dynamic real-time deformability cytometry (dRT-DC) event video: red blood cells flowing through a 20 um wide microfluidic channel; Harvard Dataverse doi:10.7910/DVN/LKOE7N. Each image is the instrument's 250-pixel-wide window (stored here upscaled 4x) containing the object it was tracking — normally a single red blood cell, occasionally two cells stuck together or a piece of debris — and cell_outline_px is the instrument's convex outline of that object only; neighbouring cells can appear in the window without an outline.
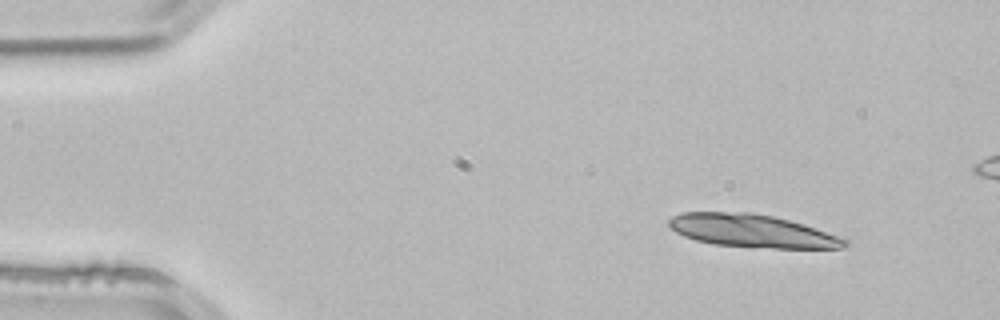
{"species": "common noctule bat (a hibernating species)", "species_latin": "Nyctalus noctula", "temperature_condition": "room temperature", "stored_images_in_passage": 4, "camera_frame_rate_fps": 3000, "um_per_image_px": 0.085, "animal": {"sex": "male", "body_mass_g": 21.5, "forearm_length_mm": 52.0}, "frame": {"image": 1, "passage_image": 1, "time_ms": 0.0, "image_size_px": [1000, 320], "cell_outline_px": [[848, 244], [844, 248], [776, 248], [712, 244], [696, 240], [684, 236], [676, 232], [668, 224], [668, 220], [672, 216], [680, 212], [752, 212], [772, 216], [804, 224], [848, 240]], "centroid_in_image_um": [63.9, 19.62], "position_along_channel_um": 21.1, "area_um2": 33.52}}